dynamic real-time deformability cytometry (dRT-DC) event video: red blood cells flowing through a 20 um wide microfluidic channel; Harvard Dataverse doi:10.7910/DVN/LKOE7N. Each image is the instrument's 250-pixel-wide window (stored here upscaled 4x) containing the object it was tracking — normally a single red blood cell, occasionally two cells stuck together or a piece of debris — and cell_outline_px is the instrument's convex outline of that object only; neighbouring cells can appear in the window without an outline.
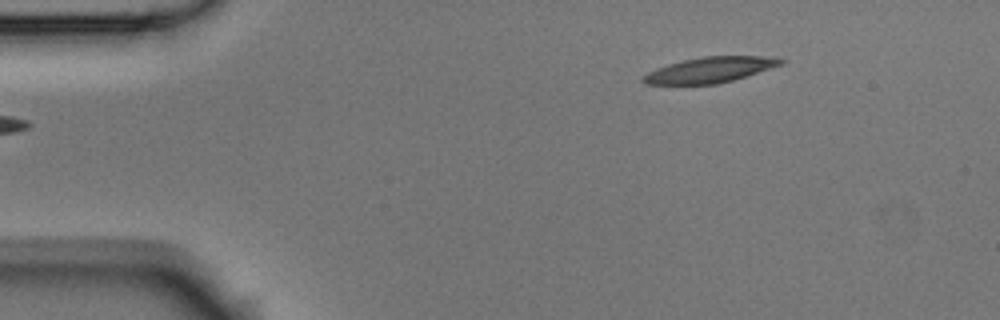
{"species": "Egyptian fruit bat (a non-hibernating species)", "species_latin": "Rousettus aegyptiacus", "temperature_condition": "room temperature", "stored_images_in_passage": 5, "camera_frame_rate_fps": 3000, "um_per_image_px": 0.085, "animal": {"sex": "male"}, "frame": {"image": 1, "passage_image": 5, "time_ms": 1.333, "image_size_px": [1000, 320], "cell_outline_px": [[788, 60], [784, 64], [732, 80], [716, 84], [644, 84], [640, 80], [640, 76], [656, 68], [668, 64], [684, 60], [704, 56], [776, 56]], "centroid_in_image_um": [60.37, 5.93], "position_along_channel_um": 24.6, "area_um2": 20.63}}